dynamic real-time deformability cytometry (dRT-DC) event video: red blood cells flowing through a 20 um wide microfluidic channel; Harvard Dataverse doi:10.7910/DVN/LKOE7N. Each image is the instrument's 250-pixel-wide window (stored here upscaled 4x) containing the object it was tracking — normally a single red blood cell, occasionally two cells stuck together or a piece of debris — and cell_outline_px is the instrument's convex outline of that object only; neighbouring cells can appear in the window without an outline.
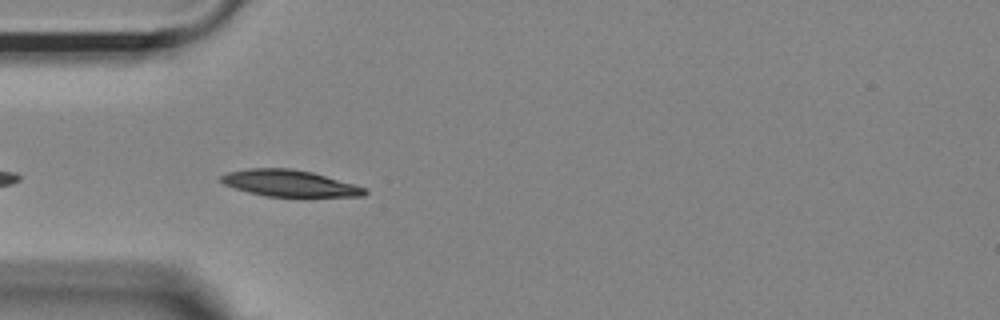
{"species": "Egyptian fruit bat (a non-hibernating species)", "species_latin": "Rousettus aegyptiacus", "temperature_condition": "room temperature", "stored_images_in_passage": 13, "camera_frame_rate_fps": 3000, "um_per_image_px": 0.085, "animal": {"sex": "female"}, "frame": {"image": 1, "passage_image": 3, "time_ms": 0.667, "image_size_px": [1000, 320], "cell_outline_px": [[368, 192], [364, 196], [264, 196], [248, 192], [224, 184], [220, 180], [220, 176], [228, 172], [248, 168], [292, 168], [312, 172], [352, 184], [364, 188]], "centroid_in_image_um": [24.56, 15.57], "position_along_channel_um": 60.4, "area_um2": 21.85}}
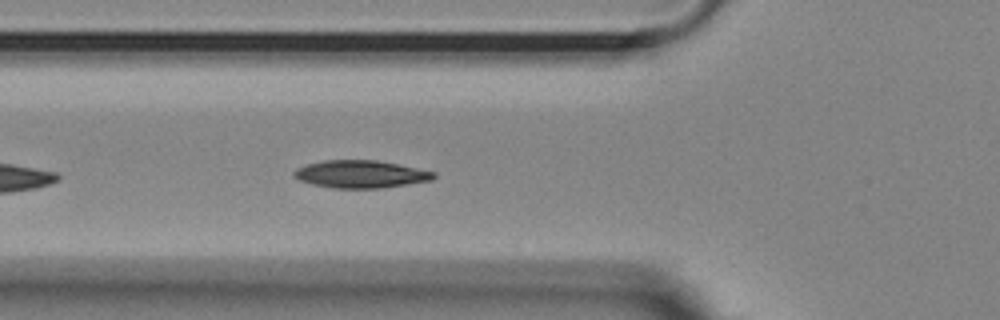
{"frame": {"image": 2, "passage_image": 6, "time_ms": 1.667, "image_size_px": [1000, 320], "cell_outline_px": [[436, 176], [432, 180], [380, 188], [336, 188], [312, 184], [300, 180], [292, 176], [292, 172], [296, 168], [308, 164], [324, 160], [376, 160], [436, 172]], "centroid_in_image_um": [30.63, 14.8], "position_along_channel_um": 95.2, "area_um2": 22.25}}
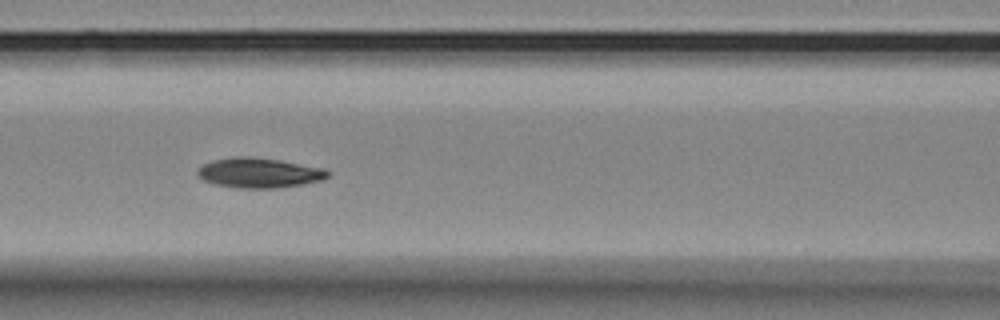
{"frame": {"image": 3, "passage_image": 10, "time_ms": 3.0, "image_size_px": [1000, 320], "cell_outline_px": [[328, 176], [320, 180], [300, 184], [276, 188], [236, 188], [216, 184], [204, 180], [196, 176], [196, 172], [204, 164], [212, 160], [232, 156], [248, 156], [280, 160], [324, 168], [328, 172]], "centroid_in_image_um": [21.97, 14.68], "position_along_channel_um": 144.6, "area_um2": 22.6}}